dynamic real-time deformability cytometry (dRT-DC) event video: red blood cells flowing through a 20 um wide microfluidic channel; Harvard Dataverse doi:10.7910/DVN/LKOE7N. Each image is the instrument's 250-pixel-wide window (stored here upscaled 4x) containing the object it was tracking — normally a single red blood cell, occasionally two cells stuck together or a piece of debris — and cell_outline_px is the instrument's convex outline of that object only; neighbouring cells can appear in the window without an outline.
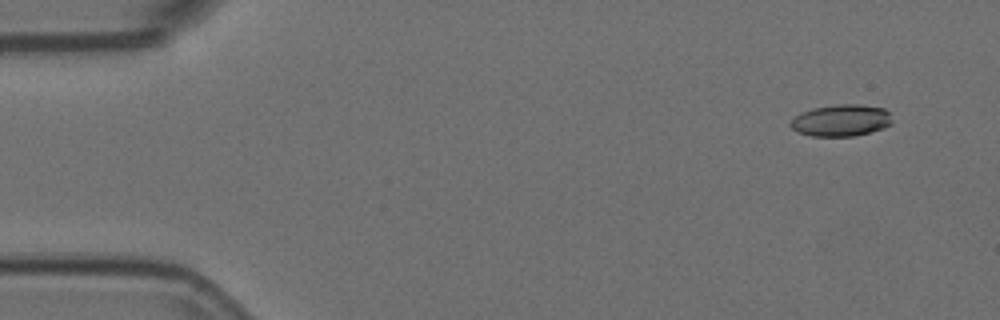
{"species": "Egyptian fruit bat (a non-hibernating species)", "species_latin": "Rousettus aegyptiacus", "temperature_condition": "room temperature", "stored_images_in_passage": 56, "camera_frame_rate_fps": 3000, "um_per_image_px": 0.085, "animal": {"sex": "female"}, "frame": {"image": 1, "passage_image": 4, "time_ms": 1.0, "image_size_px": [1000, 320], "cell_outline_px": [[892, 124], [884, 128], [852, 136], [812, 136], [796, 132], [788, 124], [796, 116], [812, 108], [840, 104], [856, 104], [884, 108], [888, 112], [892, 120]], "centroid_in_image_um": [71.49, 10.24], "position_along_channel_um": 13.5, "area_um2": 18.67}}
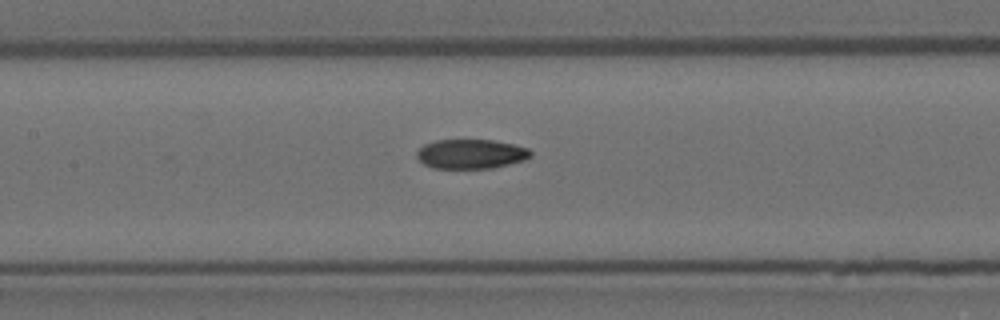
{"frame": {"image": 2, "passage_image": 26, "time_ms": 8.333, "image_size_px": [1000, 320], "cell_outline_px": [[532, 156], [524, 160], [492, 168], [432, 168], [424, 164], [416, 156], [416, 152], [424, 144], [436, 140], [492, 140], [512, 144], [528, 148], [532, 152]], "centroid_in_image_um": [40.02, 13.09], "position_along_channel_um": 167.4, "area_um2": 19.48}}
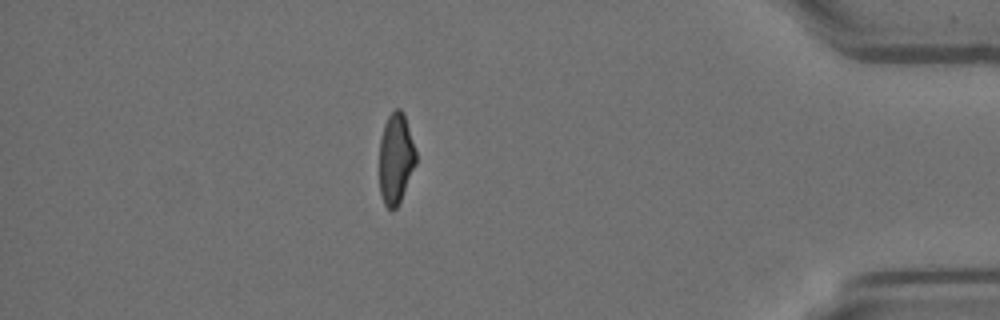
{"frame": {"image": 3, "passage_image": 49, "time_ms": 16.0, "image_size_px": [1000, 320], "cell_outline_px": [[416, 164], [400, 200], [396, 208], [392, 212], [384, 204], [380, 192], [380, 140], [384, 124], [388, 116], [396, 108], [400, 108], [404, 112], [416, 152]], "centroid_in_image_um": [33.64, 13.47], "position_along_channel_um": 401.6, "area_um2": 19.25}, "authors_computed_cell_mechanics": {"area_um2": 19.9988, "velocity_mm_per_s": 3.6219, "shape_relaxation_time_tau1_ms": null, "shape_relaxation_time_tau2_ms": 3.5309, "deformation_change_tau1": null, "deformation_change_tau2": 0.0877}}